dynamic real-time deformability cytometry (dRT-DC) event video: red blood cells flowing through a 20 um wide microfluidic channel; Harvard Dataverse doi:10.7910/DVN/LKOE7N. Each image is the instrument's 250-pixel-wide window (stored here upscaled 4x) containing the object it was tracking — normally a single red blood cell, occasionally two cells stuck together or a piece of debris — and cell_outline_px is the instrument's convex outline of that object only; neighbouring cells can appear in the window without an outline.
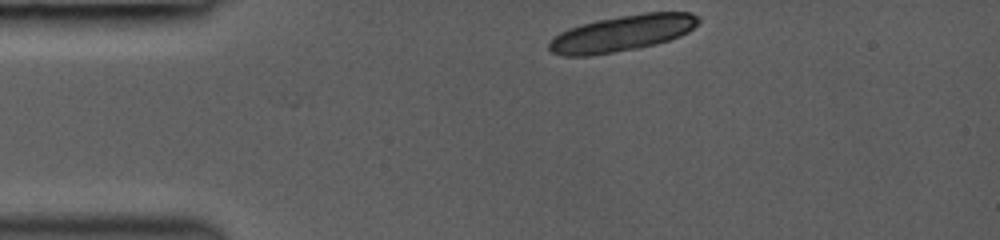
{"species": "common noctule bat (a hibernating species)", "species_latin": "Nyctalus noctula", "temperature_condition": "room temperature", "stored_images_in_passage": 2, "camera_frame_rate_fps": 3000, "um_per_image_px": 0.085, "animal": {"sex": "female", "body_mass_g": 19.0, "forearm_length_mm": 53.3}, "frame": {"image": 1, "passage_image": 2, "time_ms": 0.333, "image_size_px": [1000, 240], "cell_outline_px": [[700, 20], [688, 32], [680, 36], [656, 44], [636, 48], [588, 56], [564, 56], [552, 52], [548, 48], [548, 44], [560, 32], [568, 28], [580, 24], [596, 20], [644, 12], [688, 12], [700, 16]], "centroid_in_image_um": [52.88, 2.82], "position_along_channel_um": 32.1, "area_um2": 31.27}}